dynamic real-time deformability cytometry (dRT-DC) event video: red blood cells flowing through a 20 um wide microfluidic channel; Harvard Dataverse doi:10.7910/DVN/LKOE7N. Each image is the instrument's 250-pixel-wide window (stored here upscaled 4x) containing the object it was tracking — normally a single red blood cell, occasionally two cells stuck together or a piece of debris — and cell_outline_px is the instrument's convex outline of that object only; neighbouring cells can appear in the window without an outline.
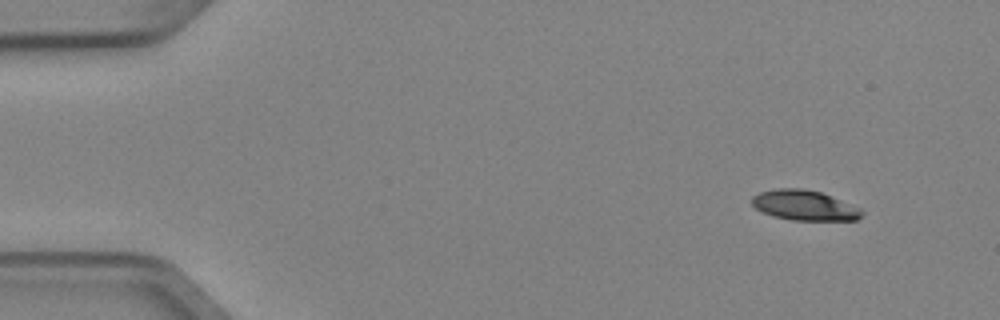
{"species": "Egyptian fruit bat (a non-hibernating species)", "species_latin": "Rousettus aegyptiacus", "temperature_condition": "cold", "stored_images_in_passage": 4, "camera_frame_rate_fps": 3000, "um_per_image_px": 0.085, "animal": {"sex": "female"}, "frame": {"image": 1, "passage_image": 1, "time_ms": 0.0, "image_size_px": [1000, 320], "cell_outline_px": [[864, 212], [856, 220], [792, 220], [772, 216], [756, 208], [752, 204], [752, 196], [760, 192], [776, 188], [804, 188], [820, 192], [860, 208]], "centroid_in_image_um": [68.35, 17.45], "position_along_channel_um": 16.7, "area_um2": 19.13}}